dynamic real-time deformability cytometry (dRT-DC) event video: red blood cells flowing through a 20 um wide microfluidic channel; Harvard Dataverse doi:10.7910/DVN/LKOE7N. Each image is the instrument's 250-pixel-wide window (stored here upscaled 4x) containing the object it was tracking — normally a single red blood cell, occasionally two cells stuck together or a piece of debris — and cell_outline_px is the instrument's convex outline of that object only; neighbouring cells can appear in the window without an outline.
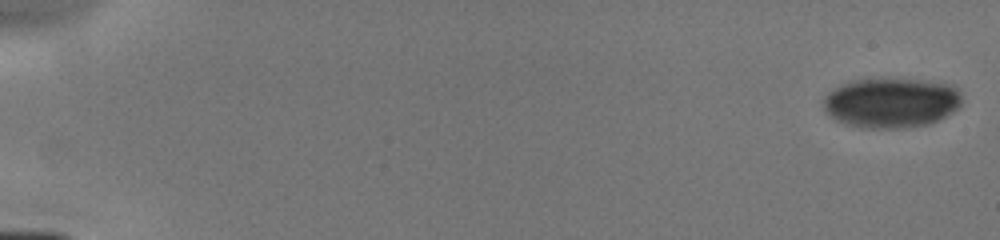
{"species": "human", "species_latin": "Homo sapiens", "temperature_condition": "cold", "stored_images_in_passage": 8, "camera_frame_rate_fps": 3000, "um_per_image_px": 0.085, "donor": {"sex": "male"}, "frame": {"image": 1, "passage_image": 1, "time_ms": 0.0, "image_size_px": [1000, 240], "cell_outline_px": [[960, 108], [928, 124], [904, 128], [860, 128], [836, 120], [828, 116], [824, 108], [824, 96], [828, 92], [840, 84], [852, 80], [920, 80], [952, 84], [960, 92]], "centroid_in_image_um": [75.73, 8.75], "position_along_channel_um": 9.3, "area_um2": 40.11}}
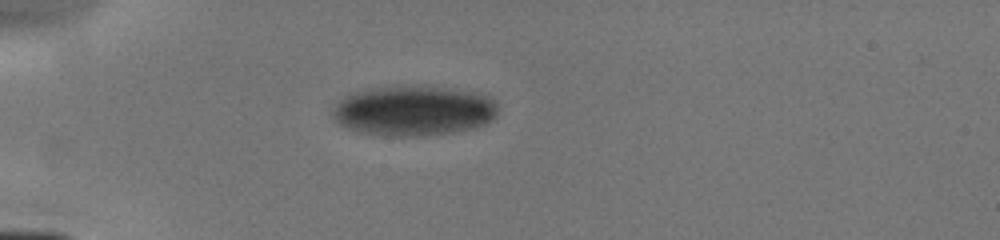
{"frame": {"image": 2, "passage_image": 6, "time_ms": 4.667, "image_size_px": [1000, 240], "cell_outline_px": [[496, 116], [492, 120], [484, 124], [472, 128], [452, 132], [420, 136], [388, 136], [360, 132], [348, 128], [340, 124], [332, 116], [332, 108], [344, 96], [352, 92], [396, 84], [440, 88], [476, 92], [492, 96], [496, 100]], "centroid_in_image_um": [35.15, 9.4], "position_along_channel_um": 49.9, "area_um2": 48.49}}
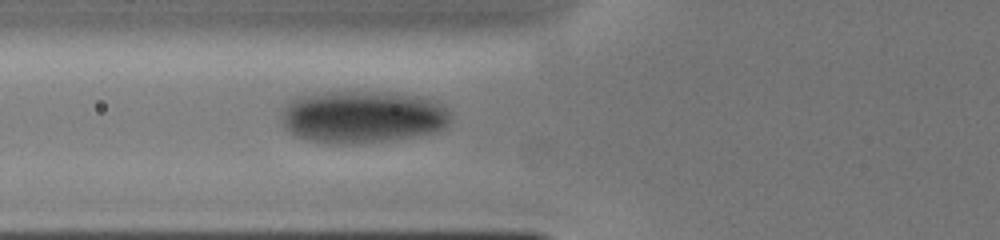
{"frame": {"image": 3, "passage_image": 8, "time_ms": 6.333, "image_size_px": [1000, 240], "cell_outline_px": [[452, 116], [448, 124], [440, 132], [412, 136], [348, 144], [328, 144], [308, 140], [296, 136], [280, 120], [280, 116], [288, 100], [296, 96], [324, 92], [376, 92], [424, 96], [436, 100], [448, 108]], "centroid_in_image_um": [30.83, 9.92], "position_along_channel_um": 95.0, "area_um2": 51.96}}